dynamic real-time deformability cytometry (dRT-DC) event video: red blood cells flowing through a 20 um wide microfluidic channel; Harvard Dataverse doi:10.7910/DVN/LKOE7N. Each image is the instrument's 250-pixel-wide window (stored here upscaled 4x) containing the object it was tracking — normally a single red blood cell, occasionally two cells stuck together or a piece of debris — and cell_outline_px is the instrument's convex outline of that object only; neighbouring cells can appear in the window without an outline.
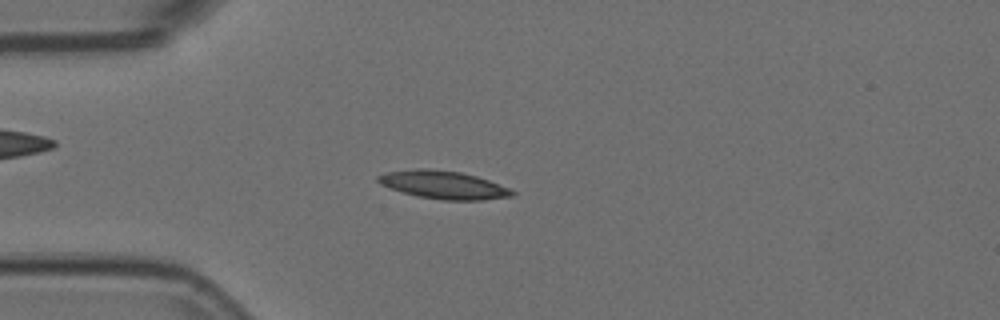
{"species": "Egyptian fruit bat (a non-hibernating species)", "species_latin": "Rousettus aegyptiacus", "temperature_condition": "room temperature", "stored_images_in_passage": 45, "camera_frame_rate_fps": 3000, "um_per_image_px": 0.085, "animal": {"sex": "female"}, "frame": {"image": 1, "passage_image": 5, "time_ms": 1.333, "image_size_px": [1000, 320], "cell_outline_px": [[516, 192], [512, 196], [484, 200], [440, 200], [416, 196], [380, 184], [376, 180], [376, 176], [384, 172], [416, 168], [428, 168], [460, 172], [476, 176], [512, 188]], "centroid_in_image_um": [37.7, 15.71], "position_along_channel_um": 47.3, "area_um2": 22.08}}
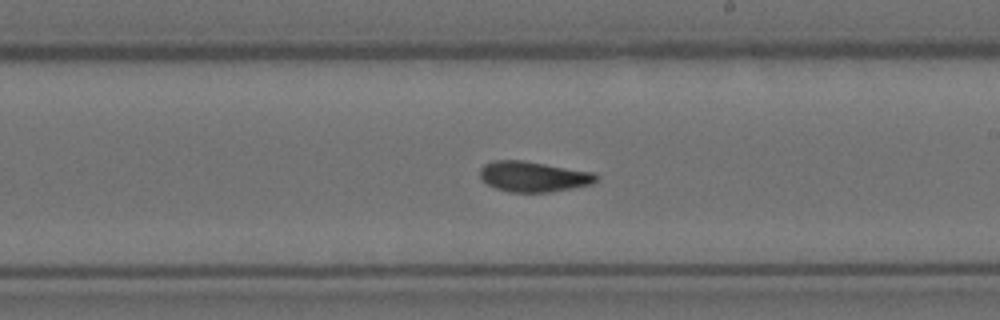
{"frame": {"image": 2, "passage_image": 22, "time_ms": 7.0, "image_size_px": [1000, 320], "cell_outline_px": [[600, 176], [592, 184], [552, 192], [508, 192], [496, 188], [480, 180], [480, 168], [484, 164], [496, 160], [524, 160], [592, 172]], "centroid_in_image_um": [45.32, 15.01], "position_along_channel_um": 243.7, "area_um2": 20.69}}
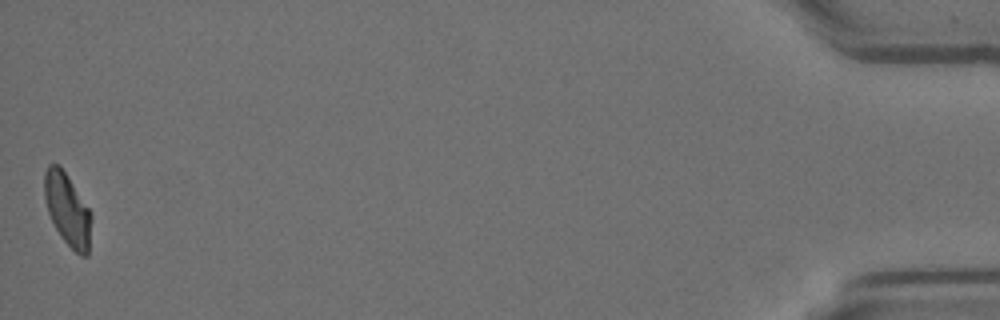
{"frame": {"image": 3, "passage_image": 45, "time_ms": 14.667, "image_size_px": [1000, 320], "cell_outline_px": [[92, 216], [88, 256], [80, 256], [60, 236], [48, 212], [44, 196], [44, 172], [48, 164], [60, 164], [92, 212]], "centroid_in_image_um": [5.74, 17.79], "position_along_channel_um": 429.5, "area_um2": 19.94}, "authors_computed_cell_mechanics": {"area_um2": 20.519, "velocity_mm_per_s": 3.7059, "shape_relaxation_time_tau1_ms": null, "shape_relaxation_time_tau2_ms": 3.3984, "deformation_change_tau1": null, "deformation_change_tau2": 0.0841}}